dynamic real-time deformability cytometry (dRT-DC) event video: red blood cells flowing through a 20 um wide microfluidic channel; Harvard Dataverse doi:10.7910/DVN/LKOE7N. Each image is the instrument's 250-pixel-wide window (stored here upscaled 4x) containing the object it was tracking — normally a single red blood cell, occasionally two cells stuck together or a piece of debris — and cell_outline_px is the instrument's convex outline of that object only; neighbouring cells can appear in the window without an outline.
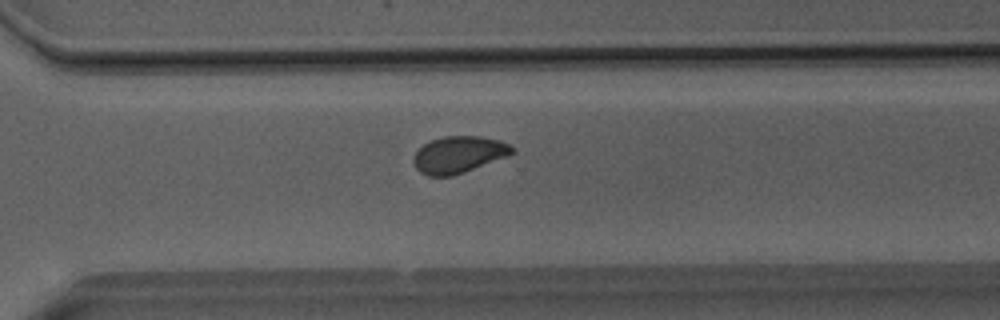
{"species": "Egyptian fruit bat (a non-hibernating species)", "species_latin": "Rousettus aegyptiacus", "temperature_condition": "room temperature", "stored_images_in_passage": 37, "camera_frame_rate_fps": 3000, "um_per_image_px": 0.085, "animal": {"sex": "male"}, "frame": {"image": 1, "passage_image": 23, "time_ms": 7.333, "image_size_px": [1000, 320], "cell_outline_px": [[512, 152], [460, 172], [444, 176], [432, 176], [424, 172], [416, 164], [416, 152], [420, 148], [436, 140], [456, 136], [468, 136], [492, 140], [504, 144], [512, 148]], "centroid_in_image_um": [38.93, 13.14], "position_along_channel_um": 331.7, "area_um2": 18.61}}
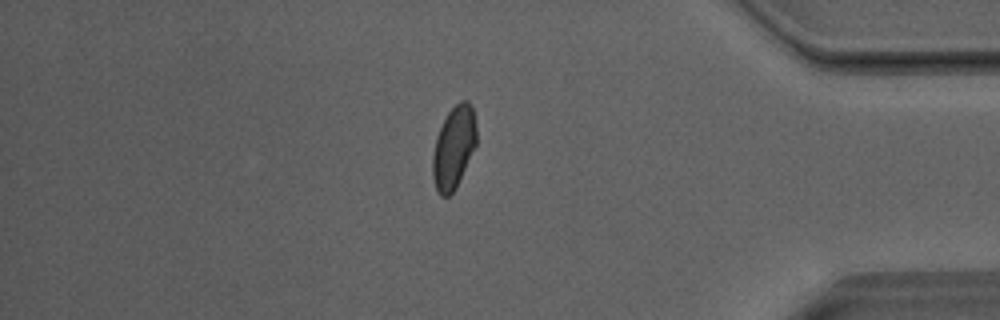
{"frame": {"image": 2, "passage_image": 30, "time_ms": 9.667, "image_size_px": [1000, 320], "cell_outline_px": [[476, 144], [452, 192], [448, 196], [444, 196], [436, 188], [436, 140], [444, 120], [452, 108], [456, 104], [468, 104], [472, 108], [476, 132]], "centroid_in_image_um": [38.62, 12.49], "position_along_channel_um": 396.6, "area_um2": 18.79}}
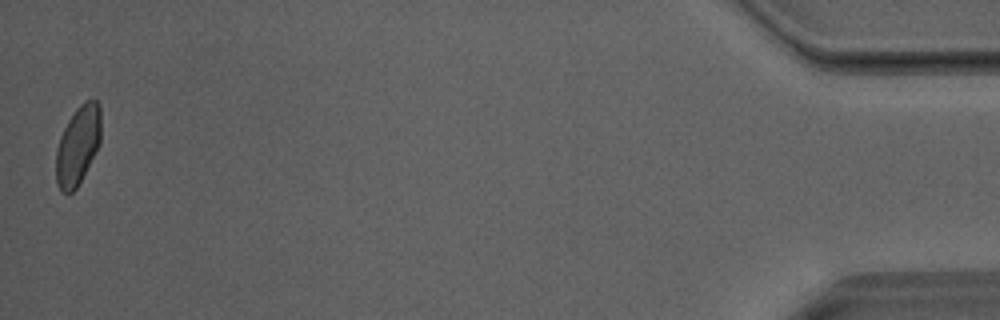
{"frame": {"image": 3, "passage_image": 37, "time_ms": 12.0, "image_size_px": [1000, 320], "cell_outline_px": [[100, 136], [96, 148], [76, 188], [72, 192], [64, 192], [60, 188], [56, 176], [56, 156], [60, 140], [72, 116], [88, 100], [96, 100], [100, 124]], "centroid_in_image_um": [6.6, 12.42], "position_along_channel_um": 428.6, "area_um2": 18.84}, "authors_computed_cell_mechanics": {"area_um2": 18.4382, "velocity_mm_per_s": 4.0762, "shape_relaxation_time_tau1_ms": null, "shape_relaxation_time_tau2_ms": 1.1942, "deformation_change_tau1": null, "deformation_change_tau2": 0.0426}}